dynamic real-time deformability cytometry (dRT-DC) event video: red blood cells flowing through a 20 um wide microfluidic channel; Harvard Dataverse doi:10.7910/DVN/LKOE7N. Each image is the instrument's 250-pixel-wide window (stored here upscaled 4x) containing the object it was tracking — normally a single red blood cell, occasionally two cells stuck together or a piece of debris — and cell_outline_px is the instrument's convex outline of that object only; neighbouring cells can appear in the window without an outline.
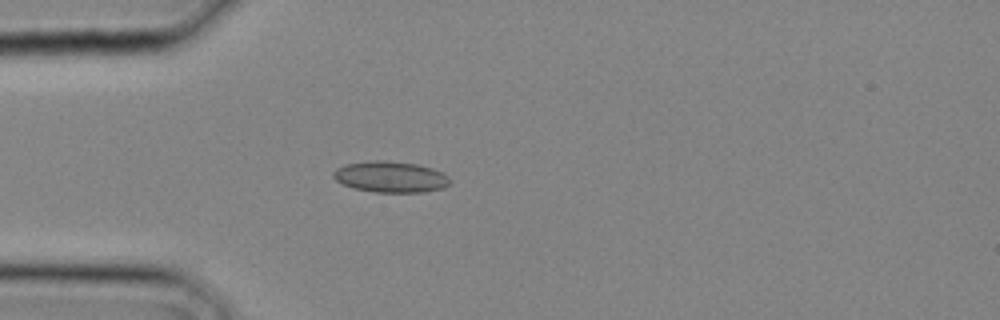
{"species": "common noctule bat (a hibernating species)", "species_latin": "Nyctalus noctula", "temperature_condition": "cold", "stored_images_in_passage": 7, "camera_frame_rate_fps": 3000, "um_per_image_px": 0.085, "animal": {"sex": "male", "body_mass_g": 20.4}, "frame": {"image": 1, "passage_image": 1, "time_ms": 0.0, "image_size_px": [1000, 320], "cell_outline_px": [[452, 180], [444, 188], [424, 192], [376, 192], [352, 188], [336, 180], [332, 176], [332, 172], [336, 168], [344, 164], [372, 160], [388, 160], [416, 164], [432, 168], [444, 172]], "centroid_in_image_um": [33.2, 15.02], "position_along_channel_um": 51.8, "area_um2": 21.39}}
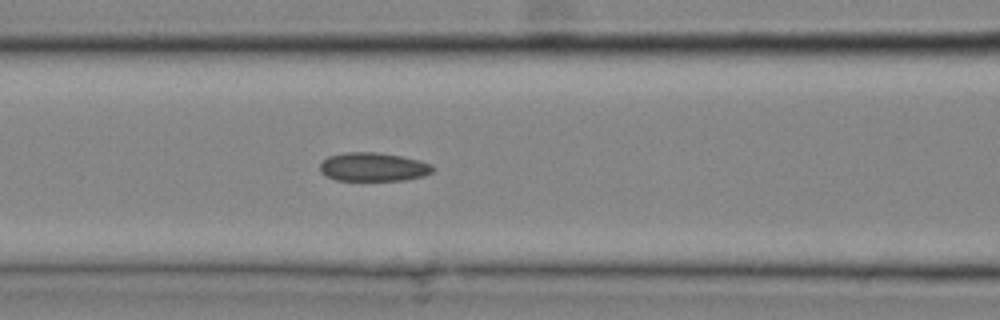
{"frame": {"image": 2, "passage_image": 5, "time_ms": 1.333, "image_size_px": [1000, 320], "cell_outline_px": [[436, 168], [432, 172], [424, 176], [404, 180], [336, 180], [324, 176], [320, 172], [320, 164], [328, 156], [344, 152], [376, 152], [400, 156], [420, 160], [432, 164]], "centroid_in_image_um": [31.73, 14.19], "position_along_channel_um": 134.9, "area_um2": 19.02}}
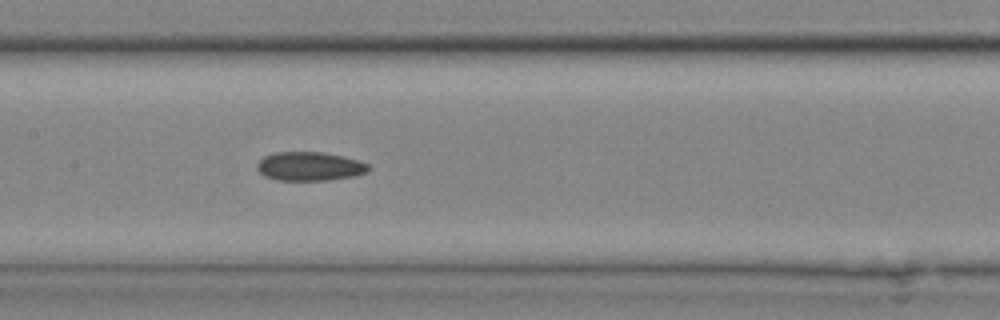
{"frame": {"image": 3, "passage_image": 7, "time_ms": 2.0, "image_size_px": [1000, 320], "cell_outline_px": [[368, 172], [352, 176], [328, 180], [276, 180], [264, 176], [256, 168], [256, 164], [264, 156], [276, 152], [324, 152], [344, 156], [368, 164]], "centroid_in_image_um": [26.28, 14.13], "position_along_channel_um": 181.1, "area_um2": 18.67}}